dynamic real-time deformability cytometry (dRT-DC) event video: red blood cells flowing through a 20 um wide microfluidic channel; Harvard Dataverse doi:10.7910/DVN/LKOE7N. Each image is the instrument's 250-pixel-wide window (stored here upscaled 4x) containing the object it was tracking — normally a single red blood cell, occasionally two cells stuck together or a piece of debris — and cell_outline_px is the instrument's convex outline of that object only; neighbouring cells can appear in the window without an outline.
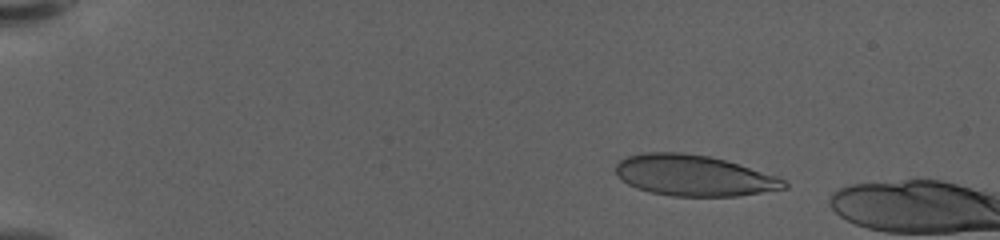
{"species": "human", "species_latin": "Homo sapiens", "temperature_condition": "warm", "stored_images_in_passage": 11, "camera_frame_rate_fps": 3000, "um_per_image_px": 0.085, "donor": {"sex": "female"}, "frame": {"image": 1, "passage_image": 8, "time_ms": 2.333, "image_size_px": [1000, 240], "cell_outline_px": [[788, 188], [736, 196], [672, 196], [652, 192], [636, 188], [628, 184], [616, 176], [616, 164], [620, 160], [628, 156], [644, 152], [680, 152], [708, 156], [724, 160], [776, 176], [784, 180], [788, 184]], "centroid_in_image_um": [58.94, 14.92], "position_along_channel_um": 26.1, "area_um2": 39.88}}